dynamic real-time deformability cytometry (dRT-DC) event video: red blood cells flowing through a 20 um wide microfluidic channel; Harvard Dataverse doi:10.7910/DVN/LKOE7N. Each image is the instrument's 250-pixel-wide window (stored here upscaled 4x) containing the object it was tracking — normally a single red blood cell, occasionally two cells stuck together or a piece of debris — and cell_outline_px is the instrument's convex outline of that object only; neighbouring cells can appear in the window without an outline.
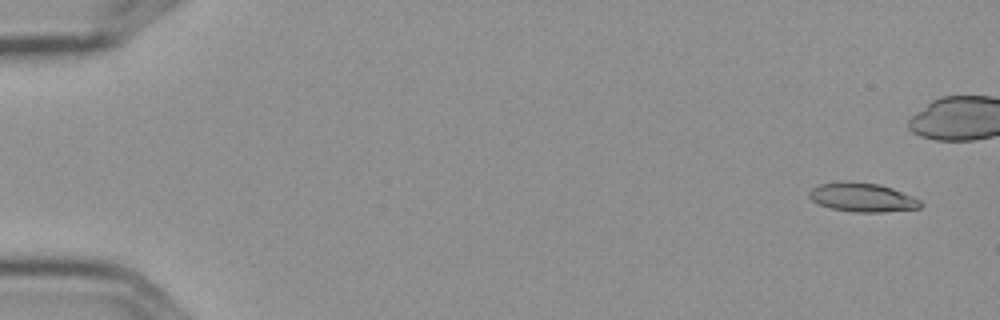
{"species": "Egyptian fruit bat (a non-hibernating species)", "species_latin": "Rousettus aegyptiacus", "temperature_condition": "cold", "stored_images_in_passage": 6, "camera_frame_rate_fps": 3000, "um_per_image_px": 0.085, "frame": {"image": 1, "passage_image": 1, "time_ms": 0.0, "image_size_px": [1000, 320], "cell_outline_px": [[924, 204], [920, 208], [884, 212], [852, 212], [832, 208], [820, 204], [812, 200], [808, 196], [808, 192], [812, 188], [820, 184], [880, 184], [892, 188], [912, 196], [920, 200]], "centroid_in_image_um": [73.36, 16.83], "position_along_channel_um": 11.6, "area_um2": 18.03}}